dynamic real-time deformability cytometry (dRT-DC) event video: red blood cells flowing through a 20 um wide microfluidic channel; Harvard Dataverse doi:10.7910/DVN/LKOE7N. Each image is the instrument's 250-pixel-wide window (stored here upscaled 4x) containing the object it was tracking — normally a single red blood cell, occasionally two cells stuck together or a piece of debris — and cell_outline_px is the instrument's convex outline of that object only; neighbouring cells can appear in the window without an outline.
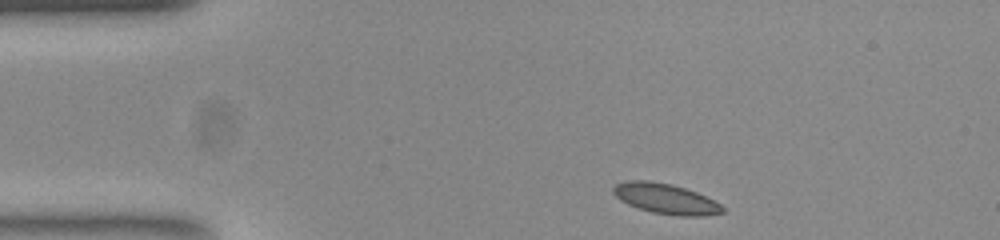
{"species": "common noctule bat (a hibernating species)", "species_latin": "Nyctalus noctula", "temperature_condition": "room temperature", "stored_images_in_passage": 45, "camera_frame_rate_fps": 3000, "um_per_image_px": 0.085, "animal": {"sex": "female", "body_mass_g": 23.0, "forearm_length_mm": 53.4}, "frame": {"image": 1, "passage_image": 1, "time_ms": 0.0, "image_size_px": [1000, 240], "cell_outline_px": [[724, 212], [704, 216], [676, 216], [652, 212], [628, 204], [620, 200], [612, 192], [612, 188], [616, 184], [628, 180], [644, 180], [668, 184], [684, 188], [696, 192], [720, 204], [724, 208]], "centroid_in_image_um": [56.56, 16.9], "position_along_channel_um": 28.4, "area_um2": 19.02}}
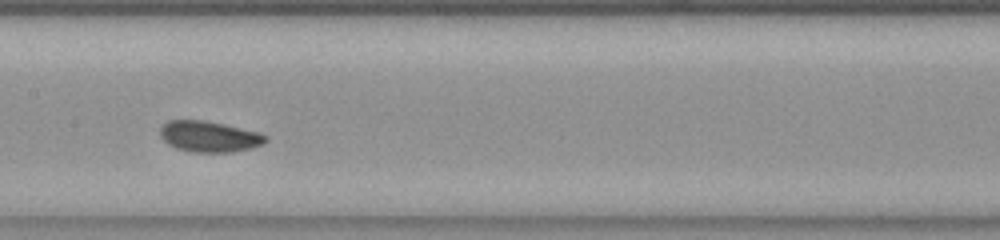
{"frame": {"image": 2, "passage_image": 18, "time_ms": 5.667, "image_size_px": [1000, 240], "cell_outline_px": [[268, 140], [252, 148], [232, 152], [188, 152], [176, 148], [168, 144], [160, 136], [160, 128], [168, 120], [204, 120], [256, 132], [268, 136]], "centroid_in_image_um": [17.74, 11.61], "position_along_channel_um": 189.7, "area_um2": 18.84}}
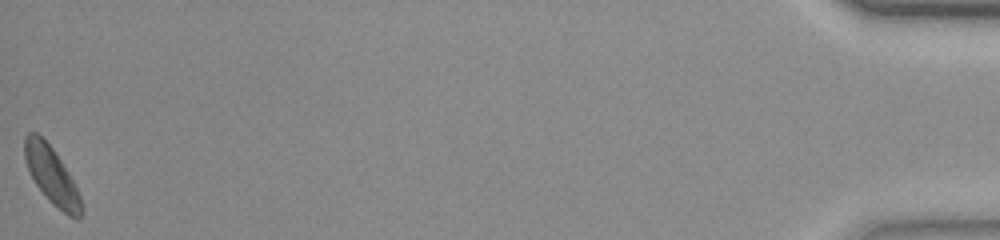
{"frame": {"image": 3, "passage_image": 45, "time_ms": 14.667, "image_size_px": [1000, 240], "cell_outline_px": [[84, 212], [76, 220], [68, 216], [36, 184], [28, 168], [24, 156], [24, 136], [28, 132], [36, 132], [52, 148], [68, 172], [80, 196], [84, 208]], "centroid_in_image_um": [4.41, 14.9], "position_along_channel_um": 430.8, "area_um2": 18.21}, "authors_computed_cell_mechanics": {"area_um2": 18.4382, "velocity_mm_per_s": 3.8225, "shape_relaxation_time_tau1_ms": 1.6394, "shape_relaxation_time_tau2_ms": 3.8081, "deformation_change_tau1": 0.0606, "deformation_change_tau2": 0.0688}}